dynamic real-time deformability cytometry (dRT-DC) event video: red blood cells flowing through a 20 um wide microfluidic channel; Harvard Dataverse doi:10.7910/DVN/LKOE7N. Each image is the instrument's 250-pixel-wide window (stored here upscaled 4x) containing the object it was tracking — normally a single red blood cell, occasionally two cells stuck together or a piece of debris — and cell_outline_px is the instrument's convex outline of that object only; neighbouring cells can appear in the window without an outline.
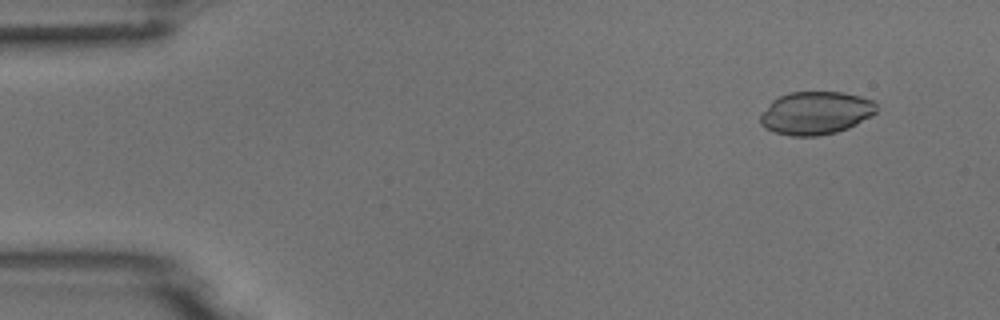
{"species": "common noctule bat (a hibernating species)", "species_latin": "Nyctalus noctula", "temperature_condition": "room temperature", "stored_images_in_passage": 53, "camera_frame_rate_fps": 3000, "um_per_image_px": 0.085, "animal": {"sex": "male", "body_mass_g": 18.8}, "frame": {"image": 1, "passage_image": 5, "time_ms": 1.333, "image_size_px": [1000, 320], "cell_outline_px": [[876, 112], [856, 124], [848, 128], [836, 132], [820, 136], [792, 136], [772, 132], [764, 128], [760, 124], [760, 116], [772, 100], [788, 92], [844, 92], [860, 96], [872, 100], [876, 104]], "centroid_in_image_um": [69.31, 9.61], "position_along_channel_um": 15.7, "area_um2": 29.13}}
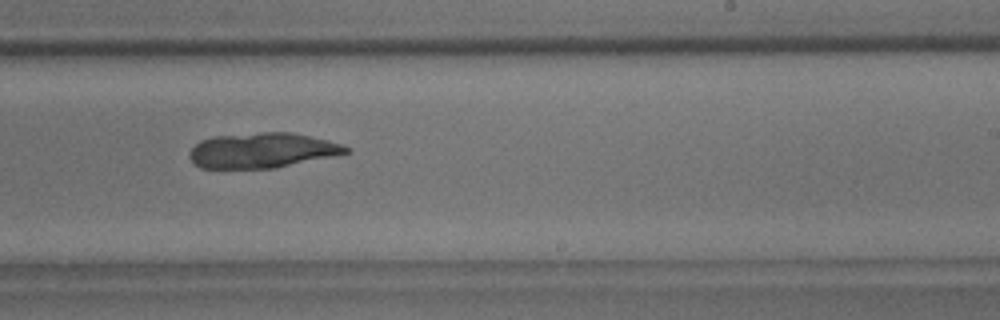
{"frame": {"image": 2, "passage_image": 33, "time_ms": 10.667, "image_size_px": [1000, 320], "cell_outline_px": [[352, 152], [276, 168], [200, 168], [188, 156], [188, 152], [200, 140], [212, 136], [260, 132], [292, 132], [340, 144], [352, 148]], "centroid_in_image_um": [22.27, 12.78], "position_along_channel_um": 266.7, "area_um2": 32.02}}
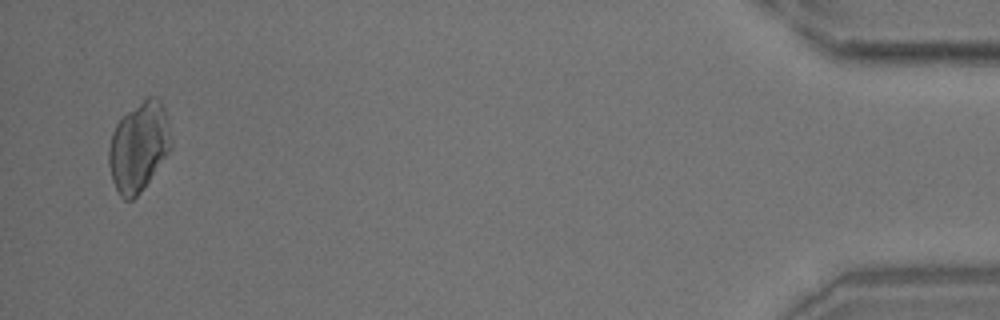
{"frame": {"image": 3, "passage_image": 52, "time_ms": 17.0, "image_size_px": [1000, 320], "cell_outline_px": [[172, 144], [168, 152], [140, 192], [132, 200], [124, 200], [120, 196], [112, 180], [108, 164], [108, 148], [112, 132], [116, 124], [128, 112], [148, 96], [156, 96], [160, 100], [164, 108], [168, 120], [172, 140]], "centroid_in_image_um": [11.78, 12.46], "position_along_channel_um": 423.4, "area_um2": 32.08}}